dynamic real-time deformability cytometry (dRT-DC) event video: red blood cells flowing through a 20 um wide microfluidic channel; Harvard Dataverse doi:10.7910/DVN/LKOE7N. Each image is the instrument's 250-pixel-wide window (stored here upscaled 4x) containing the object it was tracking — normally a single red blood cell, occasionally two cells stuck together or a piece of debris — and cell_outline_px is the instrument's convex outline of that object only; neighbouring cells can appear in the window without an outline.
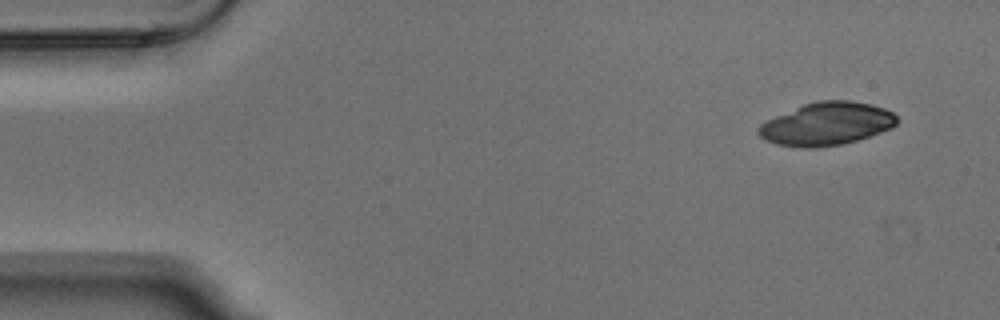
{"species": "Egyptian fruit bat (a non-hibernating species)", "species_latin": "Rousettus aegyptiacus", "temperature_condition": "warm", "stored_images_in_passage": 5, "segment_of_instrument_passage": [1, 2], "camera_frame_rate_fps": 3000, "um_per_image_px": 0.085, "animal": {"sex": "male"}, "frame": {"image": 1, "passage_image": 1, "time_ms": 0.0, "image_size_px": [1000, 320], "cell_outline_px": [[900, 120], [892, 128], [844, 144], [816, 148], [804, 148], [776, 144], [764, 140], [756, 132], [756, 128], [760, 124], [776, 116], [804, 104], [816, 100], [848, 100], [872, 104], [884, 108], [892, 112]], "centroid_in_image_um": [70.26, 10.53], "position_along_channel_um": 14.7, "area_um2": 34.74}}